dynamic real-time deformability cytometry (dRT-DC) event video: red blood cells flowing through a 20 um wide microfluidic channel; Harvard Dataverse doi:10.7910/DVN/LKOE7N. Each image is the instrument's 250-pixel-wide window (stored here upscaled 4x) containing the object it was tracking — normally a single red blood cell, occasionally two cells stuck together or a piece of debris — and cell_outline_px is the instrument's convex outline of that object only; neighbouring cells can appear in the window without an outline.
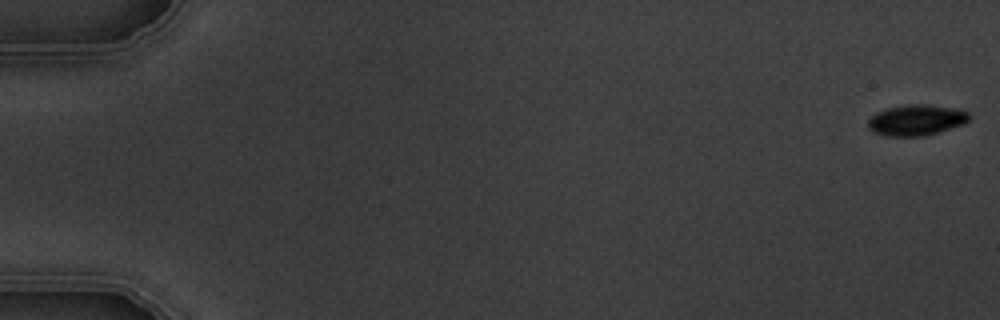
{"species": "common noctule bat (a hibernating species)", "species_latin": "Nyctalus noctula", "temperature_condition": "warm", "stored_images_in_passage": 6, "camera_frame_rate_fps": 3000, "um_per_image_px": 0.085, "animal": {"sex": "male", "body_mass_g": 19.5, "forearm_length_mm": 54.6}, "frame": {"image": 1, "passage_image": 1, "time_ms": 0.0, "image_size_px": [1000, 320], "cell_outline_px": [[968, 120], [964, 124], [924, 136], [888, 136], [872, 132], [868, 128], [868, 120], [876, 112], [884, 108], [912, 104], [924, 104], [952, 108], [968, 112]], "centroid_in_image_um": [77.83, 10.21], "position_along_channel_um": 7.2, "area_um2": 18.03}}
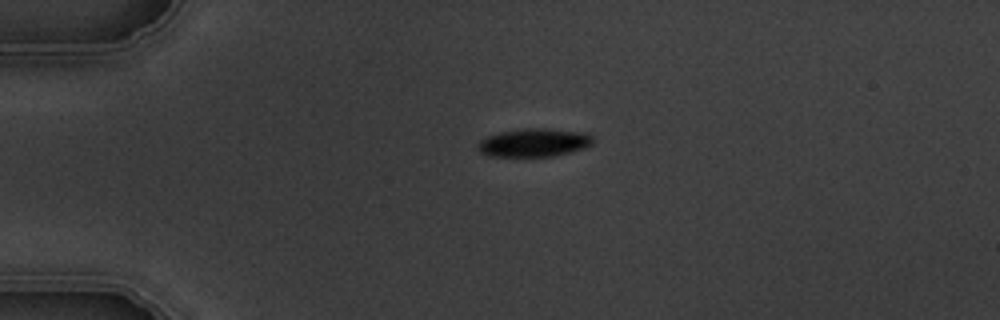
{"frame": {"image": 2, "passage_image": 5, "time_ms": 4.333, "image_size_px": [1000, 320], "cell_outline_px": [[592, 144], [584, 148], [552, 156], [488, 156], [480, 152], [476, 148], [476, 144], [480, 140], [488, 136], [500, 132], [520, 128], [548, 128], [584, 132], [592, 136]], "centroid_in_image_um": [45.35, 12.11], "position_along_channel_um": 39.7, "area_um2": 19.02}}
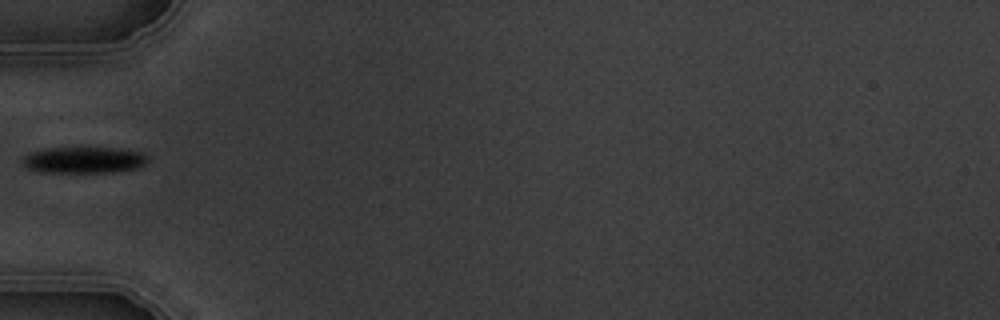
{"frame": {"image": 3, "passage_image": 6, "time_ms": 6.333, "image_size_px": [1000, 320], "cell_outline_px": [[148, 160], [144, 164], [136, 168], [112, 172], [36, 172], [28, 168], [24, 164], [24, 156], [28, 152], [48, 148], [80, 144], [116, 148], [144, 152], [148, 156]], "centroid_in_image_um": [7.13, 13.54], "position_along_channel_um": 77.9, "area_um2": 20.17}}